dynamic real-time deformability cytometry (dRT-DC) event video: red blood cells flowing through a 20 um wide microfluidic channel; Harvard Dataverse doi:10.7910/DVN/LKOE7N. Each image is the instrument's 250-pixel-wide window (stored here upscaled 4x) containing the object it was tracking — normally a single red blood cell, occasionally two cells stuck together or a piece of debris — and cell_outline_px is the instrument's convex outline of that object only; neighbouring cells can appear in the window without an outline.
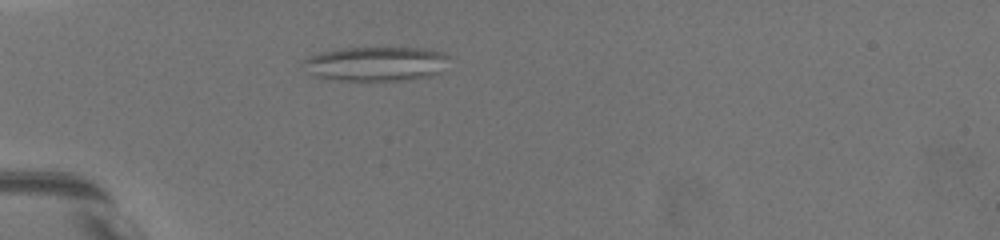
{"species": "common noctule bat (a hibernating species)", "species_latin": "Nyctalus noctula", "temperature_condition": "warm", "stored_images_in_passage": 75, "camera_frame_rate_fps": 3000, "um_per_image_px": 0.085, "animal": {"sex": "female", "body_mass_g": 19.5, "forearm_length_mm": 54.1}, "frame": {"image": 1, "passage_image": 20, "time_ms": 6.333, "image_size_px": [1000, 240], "cell_outline_px": [[448, 56], [444, 72], [432, 76], [408, 80], [340, 80], [312, 76], [300, 64], [308, 56], [320, 52], [344, 48], [432, 48], [444, 52]], "centroid_in_image_um": [31.99, 5.42], "position_along_channel_um": 53.0, "area_um2": 29.71}}
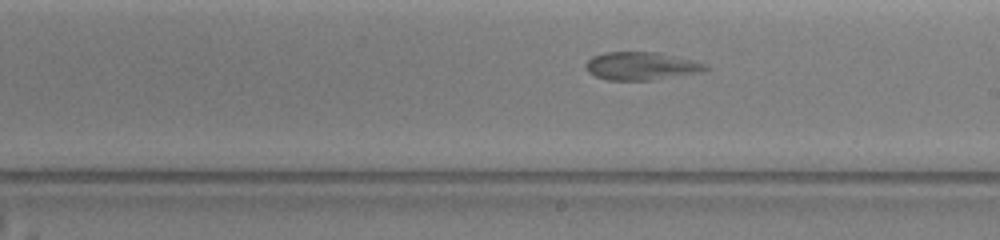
{"frame": {"image": 2, "passage_image": 44, "time_ms": 12.0, "image_size_px": [1000, 240], "cell_outline_px": [[708, 68], [704, 72], [652, 80], [608, 80], [596, 76], [588, 72], [584, 68], [584, 64], [592, 56], [604, 52], [656, 52], [704, 64]], "centroid_in_image_um": [54.43, 5.62], "position_along_channel_um": 234.6, "area_um2": 19.36}}
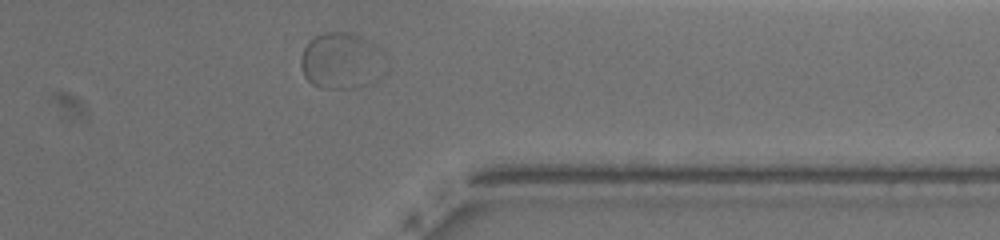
{"frame": {"image": 3, "passage_image": 67, "time_ms": 16.333, "image_size_px": [1000, 240], "cell_outline_px": [[388, 72], [384, 76], [372, 84], [356, 88], [320, 88], [312, 84], [304, 76], [300, 64], [300, 56], [308, 40], [324, 32], [348, 32], [360, 36], [376, 44], [388, 68]], "centroid_in_image_um": [29.06, 5.2], "position_along_channel_um": 382.3, "area_um2": 28.61}}